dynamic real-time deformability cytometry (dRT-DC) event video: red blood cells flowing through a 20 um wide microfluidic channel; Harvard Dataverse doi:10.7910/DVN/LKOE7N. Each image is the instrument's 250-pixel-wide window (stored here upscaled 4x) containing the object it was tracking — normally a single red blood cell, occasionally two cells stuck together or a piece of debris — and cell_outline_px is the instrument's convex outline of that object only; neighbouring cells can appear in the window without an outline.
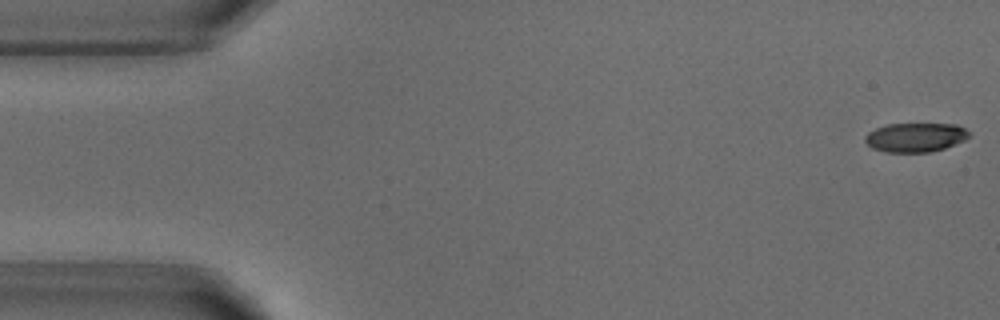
{"species": "common noctule bat (a hibernating species)", "species_latin": "Nyctalus noctula", "temperature_condition": "warm", "stored_images_in_passage": 13, "camera_frame_rate_fps": 3000, "um_per_image_px": 0.085, "animal": {"sex": "male", "body_mass_g": 18.8}, "frame": {"image": 1, "passage_image": 1, "time_ms": 0.0, "image_size_px": [1000, 320], "cell_outline_px": [[968, 136], [964, 140], [944, 148], [928, 152], [884, 152], [872, 148], [864, 140], [864, 136], [868, 132], [876, 128], [888, 124], [956, 124], [964, 128], [968, 132]], "centroid_in_image_um": [77.76, 11.67], "position_along_channel_um": 7.2, "area_um2": 17.51}}
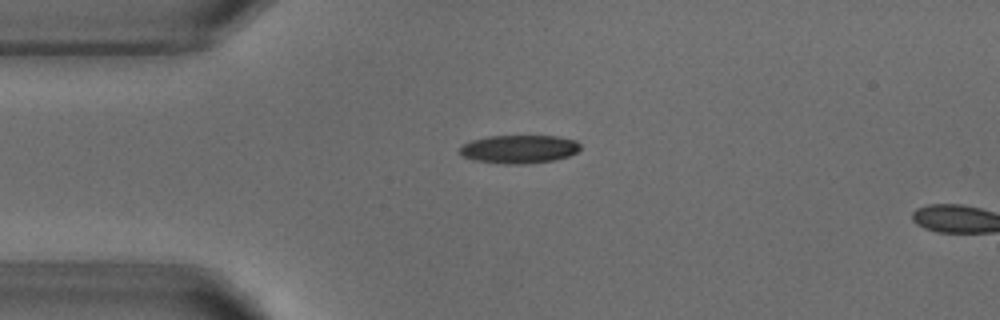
{"frame": {"image": 2, "passage_image": 12, "time_ms": 3.667, "image_size_px": [1000, 320], "cell_outline_px": [[580, 148], [576, 152], [568, 156], [552, 160], [524, 164], [504, 164], [476, 160], [460, 156], [460, 144], [472, 140], [488, 136], [556, 136], [576, 140], [580, 144]], "centroid_in_image_um": [44.09, 12.67], "position_along_channel_um": 40.9, "area_um2": 19.88}}